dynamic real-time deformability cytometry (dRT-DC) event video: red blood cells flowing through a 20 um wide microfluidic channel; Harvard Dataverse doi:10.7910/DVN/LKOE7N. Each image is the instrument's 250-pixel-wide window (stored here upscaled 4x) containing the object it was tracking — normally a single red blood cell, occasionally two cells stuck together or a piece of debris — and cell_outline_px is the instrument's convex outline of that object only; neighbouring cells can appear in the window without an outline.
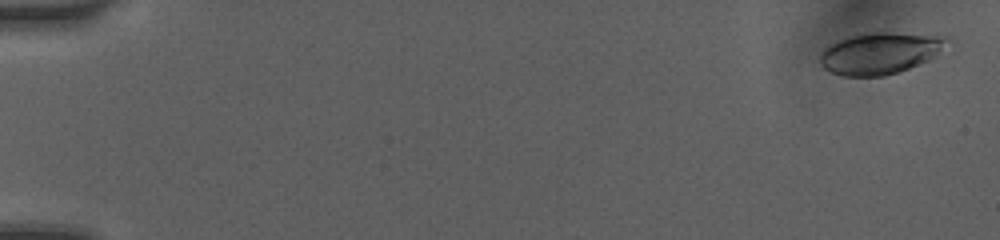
{"species": "human", "species_latin": "Homo sapiens", "temperature_condition": "room temperature", "stored_images_in_passage": 6, "camera_frame_rate_fps": 3000, "um_per_image_px": 0.085, "donor": {"sex": "female"}, "frame": {"image": 1, "passage_image": 1, "time_ms": 0.0, "image_size_px": [1000, 240], "cell_outline_px": [[948, 40], [928, 60], [908, 68], [884, 76], [840, 76], [824, 68], [820, 64], [820, 52], [824, 48], [840, 40], [852, 36], [872, 32], [888, 32], [948, 36]], "centroid_in_image_um": [74.74, 4.52], "position_along_channel_um": 10.3, "area_um2": 30.17}}
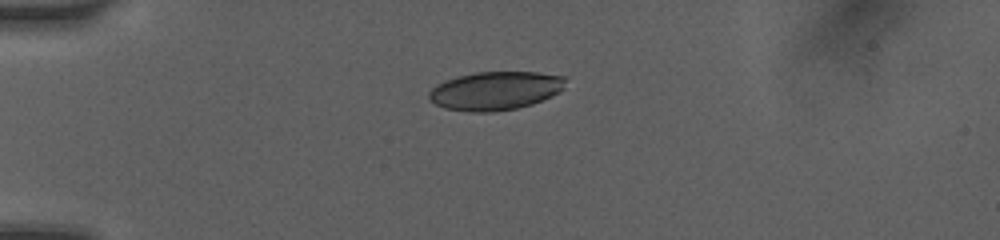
{"frame": {"image": 2, "passage_image": 5, "time_ms": 4.0, "image_size_px": [1000, 240], "cell_outline_px": [[564, 88], [560, 92], [552, 96], [532, 104], [516, 108], [492, 112], [468, 112], [444, 108], [428, 100], [428, 92], [432, 88], [448, 80], [460, 76], [476, 72], [536, 72], [564, 76]], "centroid_in_image_um": [42.11, 7.72], "position_along_channel_um": 42.9, "area_um2": 30.52}}